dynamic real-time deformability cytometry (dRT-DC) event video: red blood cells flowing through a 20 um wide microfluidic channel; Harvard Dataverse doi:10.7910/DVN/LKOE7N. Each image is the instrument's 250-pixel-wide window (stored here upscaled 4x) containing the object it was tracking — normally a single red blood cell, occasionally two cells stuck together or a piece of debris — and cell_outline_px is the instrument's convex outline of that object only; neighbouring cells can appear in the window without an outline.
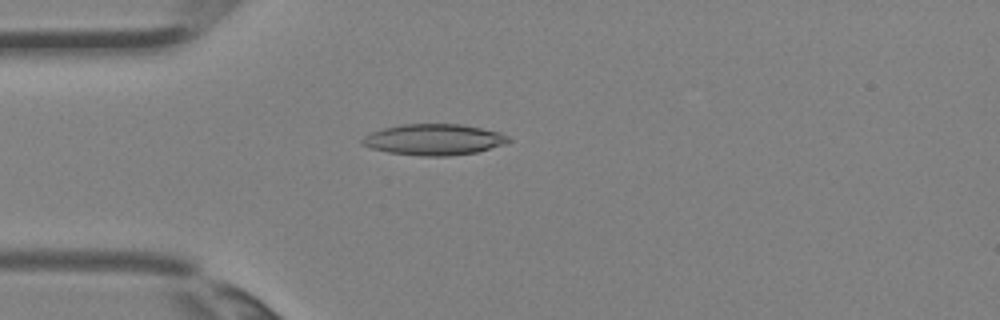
{"species": "Egyptian fruit bat (a non-hibernating species)", "species_latin": "Rousettus aegyptiacus", "temperature_condition": "room temperature", "stored_images_in_passage": 2, "camera_frame_rate_fps": 3000, "um_per_image_px": 0.085, "animal": {"sex": "female"}, "frame": {"image": 1, "passage_image": 2, "time_ms": 0.333, "image_size_px": [1000, 320], "cell_outline_px": [[512, 140], [504, 144], [476, 152], [448, 156], [420, 156], [388, 152], [372, 148], [360, 144], [360, 140], [364, 136], [372, 132], [384, 128], [400, 124], [460, 124], [500, 132], [508, 136]], "centroid_in_image_um": [36.86, 11.86], "position_along_channel_um": 48.1, "area_um2": 26.41}}